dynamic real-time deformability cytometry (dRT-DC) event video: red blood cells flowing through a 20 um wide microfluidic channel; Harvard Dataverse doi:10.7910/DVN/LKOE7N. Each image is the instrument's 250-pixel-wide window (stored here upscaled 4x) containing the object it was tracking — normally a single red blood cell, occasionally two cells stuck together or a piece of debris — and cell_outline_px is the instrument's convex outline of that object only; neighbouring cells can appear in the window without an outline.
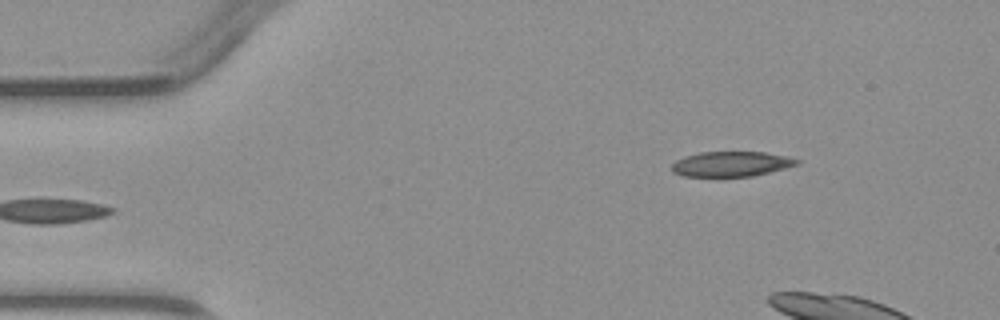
{"species": "common noctule bat (a hibernating species)", "species_latin": "Nyctalus noctula", "temperature_condition": "warm", "stored_images_in_passage": 5, "camera_frame_rate_fps": 3000, "um_per_image_px": 0.085, "animal": {"sex": "male", "body_mass_g": 23.1, "forearm_length_mm": 52.7}, "frame": {"image": 1, "passage_image": 5, "time_ms": 4.667, "image_size_px": [1000, 320], "cell_outline_px": [[800, 164], [752, 176], [684, 176], [672, 172], [672, 164], [676, 160], [684, 156], [700, 152], [764, 152], [788, 156], [800, 160]], "centroid_in_image_um": [62.15, 13.93], "position_along_channel_um": 22.8, "area_um2": 18.21}}